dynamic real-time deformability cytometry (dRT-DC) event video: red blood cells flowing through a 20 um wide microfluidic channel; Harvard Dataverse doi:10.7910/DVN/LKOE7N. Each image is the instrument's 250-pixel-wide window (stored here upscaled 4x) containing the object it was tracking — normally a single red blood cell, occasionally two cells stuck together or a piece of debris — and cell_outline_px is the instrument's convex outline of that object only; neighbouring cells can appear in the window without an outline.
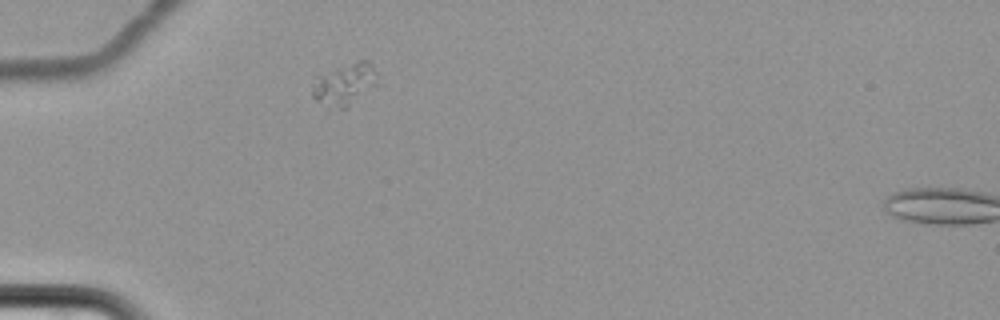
{"species": "common noctule bat (a hibernating species)", "species_latin": "Nyctalus noctula", "temperature_condition": "cold", "stored_images_in_passage": 2, "camera_frame_rate_fps": 3000, "um_per_image_px": 0.085, "animal": {"sex": "female", "body_mass_g": 22.7, "forearm_length_mm": 54.2}, "frame": {"image": 1, "passage_image": 1, "time_ms": 0.0, "image_size_px": [1000, 320], "cell_outline_px": [[384, 84], [344, 108], [328, 112], [312, 96], [312, 88], [320, 76], [360, 60], [364, 60], [372, 64], [380, 76]], "centroid_in_image_um": [29.42, 7.25], "position_along_channel_um": 55.6, "area_um2": 16.42}}